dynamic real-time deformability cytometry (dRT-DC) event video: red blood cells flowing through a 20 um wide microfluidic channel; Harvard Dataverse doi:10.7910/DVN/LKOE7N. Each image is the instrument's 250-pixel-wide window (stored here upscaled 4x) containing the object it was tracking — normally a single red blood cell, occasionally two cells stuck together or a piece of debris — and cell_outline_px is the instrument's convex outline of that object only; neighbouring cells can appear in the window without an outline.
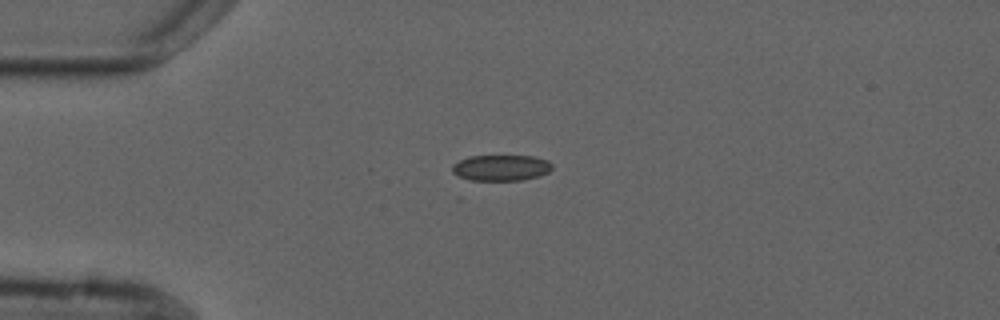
{"species": "common noctule bat (a hibernating species)", "species_latin": "Nyctalus noctula", "temperature_condition": "cold", "stored_images_in_passage": 5, "camera_frame_rate_fps": 3000, "um_per_image_px": 0.085, "animal": {"sex": "male", "forearm_length_mm": 52.5}, "frame": {"image": 1, "passage_image": 4, "time_ms": 3.667, "image_size_px": [1000, 320], "cell_outline_px": [[552, 168], [548, 172], [540, 176], [520, 180], [468, 180], [452, 172], [452, 164], [468, 156], [532, 156], [548, 160], [552, 164]], "centroid_in_image_um": [42.59, 14.26], "position_along_channel_um": 42.4, "area_um2": 15.09}}